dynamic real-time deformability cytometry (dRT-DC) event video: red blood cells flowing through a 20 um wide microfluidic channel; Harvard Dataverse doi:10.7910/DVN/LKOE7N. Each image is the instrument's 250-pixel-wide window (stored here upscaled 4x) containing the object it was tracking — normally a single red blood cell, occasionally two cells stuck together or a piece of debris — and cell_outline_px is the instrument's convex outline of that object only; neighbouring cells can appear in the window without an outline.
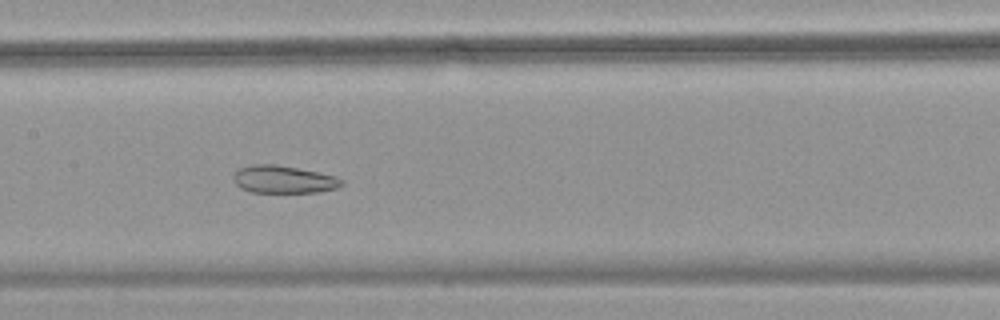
{"species": "common noctule bat (a hibernating species)", "species_latin": "Nyctalus noctula", "temperature_condition": "warm", "stored_images_in_passage": 39, "camera_frame_rate_fps": 3000, "um_per_image_px": 0.085, "animal": {"sex": "female", "body_mass_g": 18.4}, "frame": {"image": 1, "passage_image": 15, "time_ms": 4.667, "image_size_px": [1000, 320], "cell_outline_px": [[344, 184], [336, 188], [320, 192], [252, 192], [240, 188], [232, 180], [236, 168], [252, 164], [276, 164], [336, 176], [344, 180]], "centroid_in_image_um": [24.07, 15.24], "position_along_channel_um": 183.3, "area_um2": 17.51}}
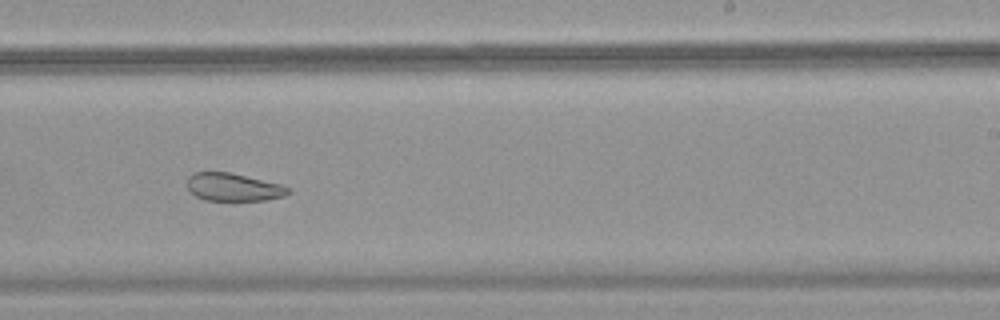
{"frame": {"image": 2, "passage_image": 22, "time_ms": 7.0, "image_size_px": [1000, 320], "cell_outline_px": [[292, 192], [284, 196], [268, 200], [204, 200], [196, 196], [188, 188], [188, 176], [196, 172], [228, 172], [280, 184], [292, 188]], "centroid_in_image_um": [19.88, 15.91], "position_along_channel_um": 269.1, "area_um2": 16.3}}
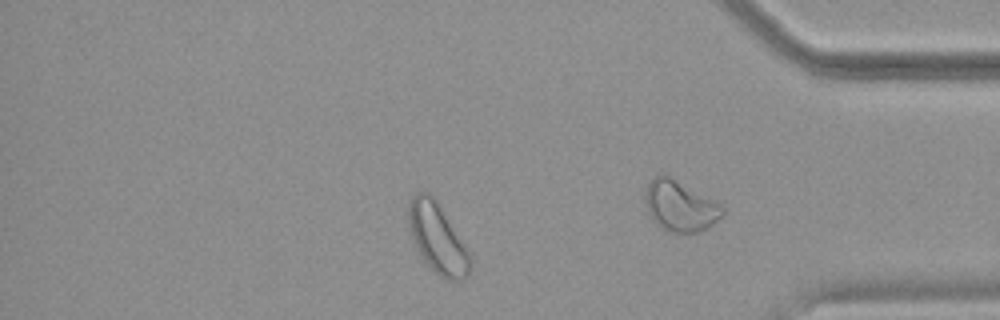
{"frame": {"image": 3, "passage_image": 31, "time_ms": 10.0, "image_size_px": [1000, 320], "cell_outline_px": [[472, 268], [468, 276], [464, 280], [444, 280], [420, 256], [412, 236], [408, 224], [408, 204], [412, 196], [416, 192], [428, 192], [436, 200], [468, 252], [472, 260]], "centroid_in_image_um": [37.18, 20.28], "position_along_channel_um": 398.0, "area_um2": 24.68}, "authors_computed_cell_mechanics": {"area_um2": 19.652, "velocity_mm_per_s": 3.7046, "shape_relaxation_time_tau1_ms": null, "shape_relaxation_time_tau2_ms": 2.1985, "deformation_change_tau1": null, "deformation_change_tau2": 0.0779}}